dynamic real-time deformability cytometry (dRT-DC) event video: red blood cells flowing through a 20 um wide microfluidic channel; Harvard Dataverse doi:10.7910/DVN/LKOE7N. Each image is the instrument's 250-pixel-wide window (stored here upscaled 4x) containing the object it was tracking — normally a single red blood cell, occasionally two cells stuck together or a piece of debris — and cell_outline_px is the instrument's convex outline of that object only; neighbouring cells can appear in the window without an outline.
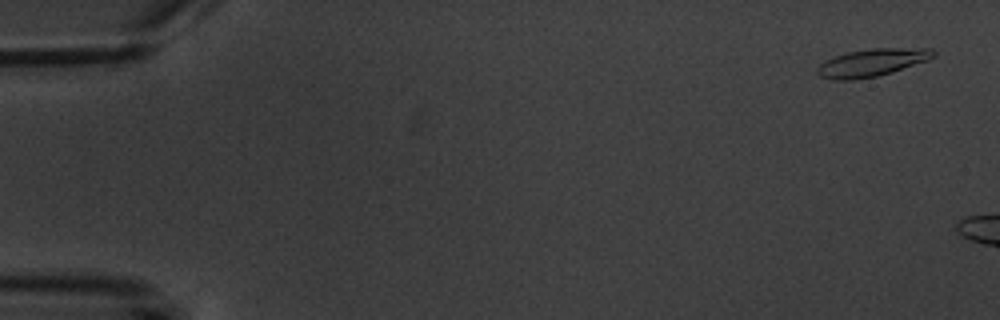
{"species": "common noctule bat (a hibernating species)", "species_latin": "Nyctalus noctula", "temperature_condition": "warm", "stored_images_in_passage": 4, "camera_frame_rate_fps": 3000, "um_per_image_px": 0.085, "animal": {"sex": "male", "body_mass_g": 20.1, "forearm_length_mm": 53.5}, "frame": {"image": 1, "passage_image": 1, "time_ms": 0.0, "image_size_px": [1000, 320], "cell_outline_px": [[936, 56], [928, 60], [892, 72], [876, 76], [852, 80], [832, 80], [820, 76], [816, 72], [816, 68], [820, 64], [836, 56], [848, 52], [872, 48], [932, 48], [936, 52]], "centroid_in_image_um": [74.14, 5.32], "position_along_channel_um": 10.9, "area_um2": 18.61}}